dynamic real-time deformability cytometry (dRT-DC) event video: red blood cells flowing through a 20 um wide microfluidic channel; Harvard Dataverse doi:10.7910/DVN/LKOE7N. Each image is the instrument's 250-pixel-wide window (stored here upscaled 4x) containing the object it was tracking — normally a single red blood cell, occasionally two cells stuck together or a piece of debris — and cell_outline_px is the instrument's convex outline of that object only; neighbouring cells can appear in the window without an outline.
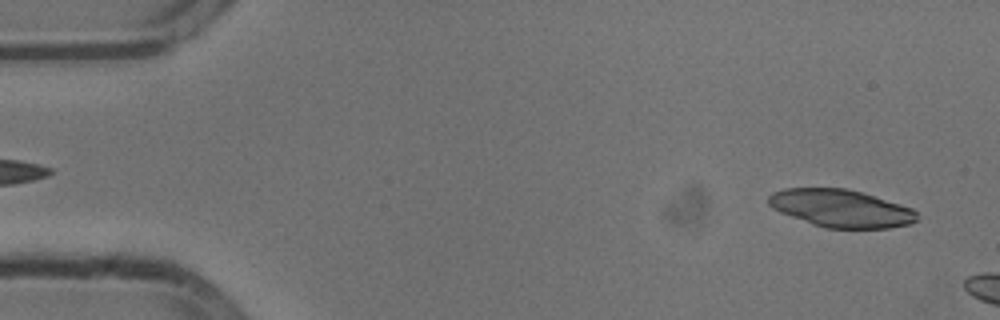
{"species": "common noctule bat (a hibernating species)", "species_latin": "Nyctalus noctula", "temperature_condition": "cold", "stored_images_in_passage": 6, "camera_frame_rate_fps": 3000, "um_per_image_px": 0.085, "animal": {"sex": "male", "body_mass_g": 13.3}, "frame": {"image": 1, "passage_image": 2, "time_ms": 0.333, "image_size_px": [1000, 320], "cell_outline_px": [[916, 220], [908, 224], [888, 228], [824, 228], [812, 224], [780, 212], [772, 208], [768, 204], [768, 196], [772, 192], [784, 188], [848, 188], [900, 204], [912, 208], [916, 212]], "centroid_in_image_um": [71.43, 17.7], "position_along_channel_um": 13.6, "area_um2": 32.43}}